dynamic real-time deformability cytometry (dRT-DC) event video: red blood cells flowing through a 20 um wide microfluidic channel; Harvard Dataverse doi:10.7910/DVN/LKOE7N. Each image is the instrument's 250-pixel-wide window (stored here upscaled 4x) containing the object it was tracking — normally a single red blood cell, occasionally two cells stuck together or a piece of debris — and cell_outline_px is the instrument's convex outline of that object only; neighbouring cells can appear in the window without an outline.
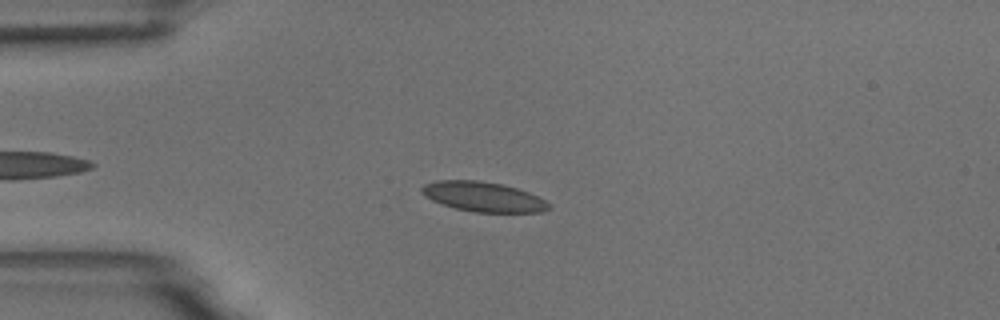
{"species": "common noctule bat (a hibernating species)", "species_latin": "Nyctalus noctula", "temperature_condition": "room temperature", "stored_images_in_passage": 50, "camera_frame_rate_fps": 3000, "um_per_image_px": 0.085, "animal": {"sex": "male", "body_mass_g": 18.8}, "frame": {"image": 1, "passage_image": 9, "time_ms": 2.667, "image_size_px": [1000, 320], "cell_outline_px": [[552, 208], [544, 212], [472, 212], [456, 208], [432, 200], [424, 196], [420, 192], [420, 188], [424, 184], [436, 180], [476, 180], [500, 184], [516, 188], [528, 192], [544, 200]], "centroid_in_image_um": [41.04, 16.72], "position_along_channel_um": 44.0, "area_um2": 21.96}}
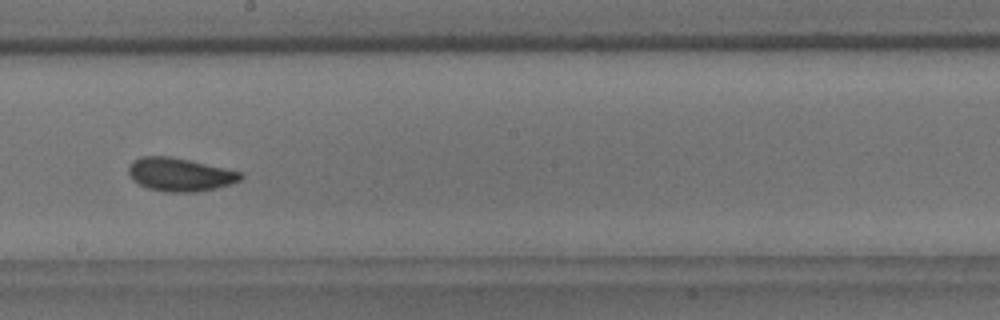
{"frame": {"image": 2, "passage_image": 26, "time_ms": 8.333, "image_size_px": [1000, 320], "cell_outline_px": [[244, 176], [240, 180], [216, 188], [196, 192], [164, 192], [148, 188], [132, 180], [128, 172], [128, 164], [132, 160], [140, 156], [168, 156], [188, 160], [244, 172]], "centroid_in_image_um": [15.26, 14.83], "position_along_channel_um": 232.9, "area_um2": 21.85}}
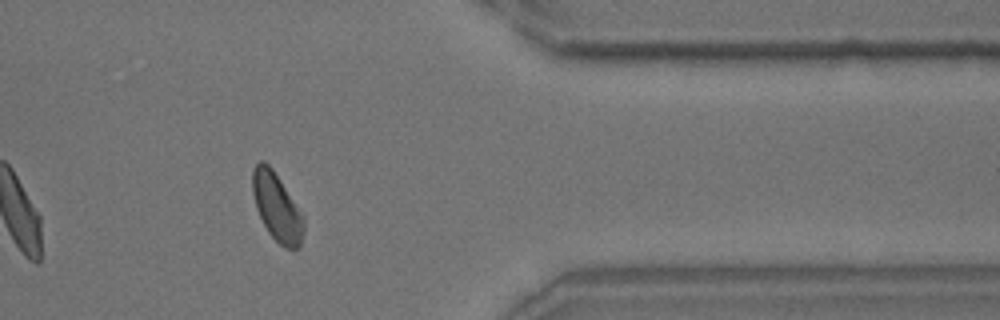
{"frame": {"image": 3, "passage_image": 40, "time_ms": 13.0, "image_size_px": [1000, 320], "cell_outline_px": [[304, 232], [300, 248], [284, 248], [268, 232], [256, 208], [252, 192], [252, 168], [260, 160], [264, 160], [272, 168], [304, 216]], "centroid_in_image_um": [23.53, 17.6], "position_along_channel_um": 387.9, "area_um2": 20.23}, "authors_computed_cell_mechanics": {"area_um2": 21.2415, "velocity_mm_per_s": 3.6903, "shape_relaxation_time_tau1_ms": 3.5865, "shape_relaxation_time_tau2_ms": 1.0278, "deformation_change_tau1": 0.0892, "deformation_change_tau2": 0.0484}}